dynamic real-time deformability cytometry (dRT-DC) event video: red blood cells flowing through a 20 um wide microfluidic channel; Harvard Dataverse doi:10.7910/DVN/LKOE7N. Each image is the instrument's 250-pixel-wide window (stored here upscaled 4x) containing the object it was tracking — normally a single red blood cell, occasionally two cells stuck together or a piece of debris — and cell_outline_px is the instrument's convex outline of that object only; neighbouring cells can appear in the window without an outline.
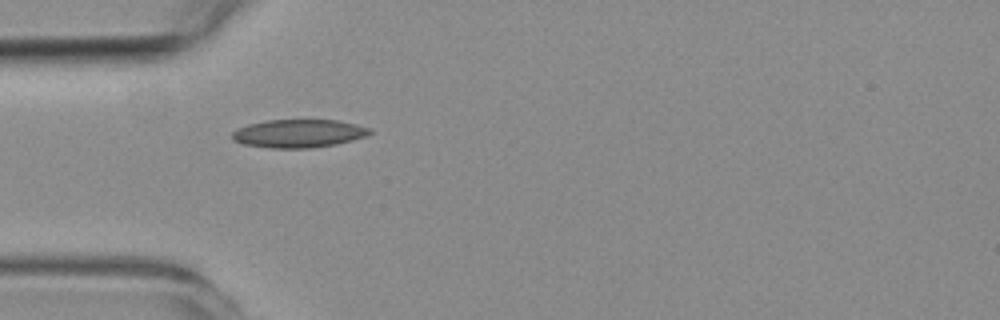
{"species": "common noctule bat (a hibernating species)", "species_latin": "Nyctalus noctula", "temperature_condition": "room temperature", "stored_images_in_passage": 39, "camera_frame_rate_fps": 3000, "um_per_image_px": 0.085, "animal": {"sex": "female", "body_mass_g": 19.3, "forearm_length_mm": 54.1}, "frame": {"image": 1, "passage_image": 1, "time_ms": 0.0, "image_size_px": [1000, 320], "cell_outline_px": [[372, 132], [364, 136], [352, 140], [336, 144], [312, 148], [272, 148], [244, 144], [232, 140], [232, 132], [236, 128], [248, 124], [268, 120], [336, 120], [356, 124], [372, 128]], "centroid_in_image_um": [25.37, 11.34], "position_along_channel_um": 59.6, "area_um2": 22.6}}
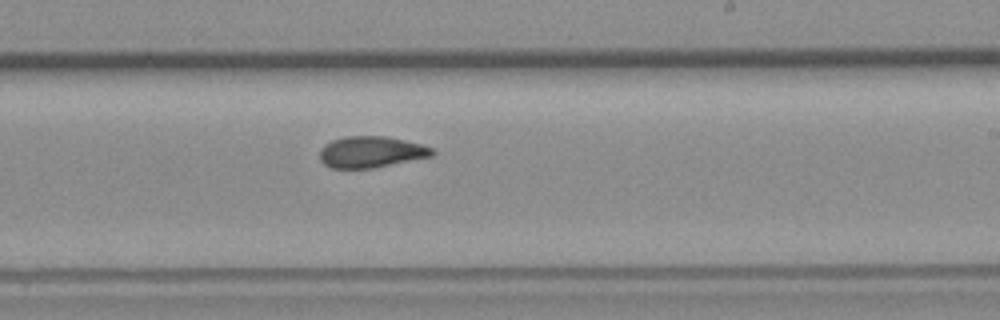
{"frame": {"image": 2, "passage_image": 17, "time_ms": 5.333, "image_size_px": [1000, 320], "cell_outline_px": [[436, 152], [432, 156], [372, 168], [332, 168], [324, 164], [320, 160], [320, 148], [324, 144], [332, 140], [344, 136], [384, 136], [404, 140], [420, 144], [432, 148]], "centroid_in_image_um": [31.51, 12.91], "position_along_channel_um": 257.5, "area_um2": 20.46}}
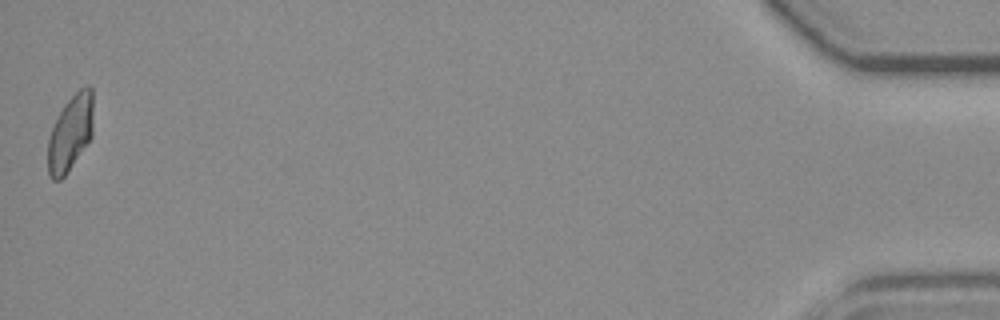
{"frame": {"image": 3, "passage_image": 39, "time_ms": 12.667, "image_size_px": [1000, 320], "cell_outline_px": [[92, 136], [64, 176], [60, 180], [52, 180], [48, 172], [48, 140], [52, 128], [64, 104], [80, 88], [88, 84], [92, 88]], "centroid_in_image_um": [5.98, 11.29], "position_along_channel_um": 429.2, "area_um2": 19.71}, "authors_computed_cell_mechanics": {"area_um2": 20.6346, "velocity_mm_per_s": 3.7433, "shape_relaxation_time_tau1_ms": 8.0893, "shape_relaxation_time_tau2_ms": 3.1562, "deformation_change_tau1": 0.1794, "deformation_change_tau2": 0.0655}}